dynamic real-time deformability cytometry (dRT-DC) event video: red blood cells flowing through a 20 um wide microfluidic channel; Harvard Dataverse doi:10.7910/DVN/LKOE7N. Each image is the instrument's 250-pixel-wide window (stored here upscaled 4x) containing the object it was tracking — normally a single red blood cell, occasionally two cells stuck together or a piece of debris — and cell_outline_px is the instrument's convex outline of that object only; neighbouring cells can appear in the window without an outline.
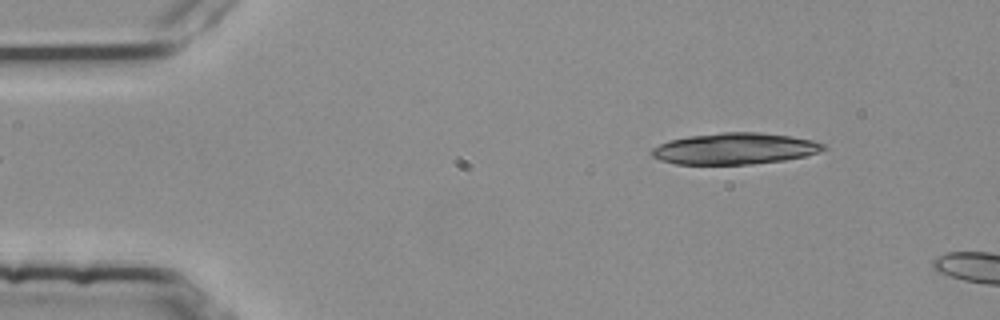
{"species": "common noctule bat (a hibernating species)", "species_latin": "Nyctalus noctula", "temperature_condition": "room temperature", "stored_images_in_passage": 4, "segment_of_instrument_passage": [2, 2], "camera_frame_rate_fps": 3000, "um_per_image_px": 0.085, "animal": {"sex": "female", "body_mass_g": 25.1}, "frame": {"image": 1, "passage_image": 4, "time_ms": 1.0, "image_size_px": [1000, 320], "cell_outline_px": [[824, 148], [816, 152], [804, 156], [784, 160], [752, 164], [676, 164], [660, 160], [652, 156], [652, 148], [668, 140], [688, 136], [724, 132], [760, 132], [792, 136], [812, 140], [824, 144]], "centroid_in_image_um": [62.42, 12.63], "position_along_channel_um": 22.6, "area_um2": 31.21}}